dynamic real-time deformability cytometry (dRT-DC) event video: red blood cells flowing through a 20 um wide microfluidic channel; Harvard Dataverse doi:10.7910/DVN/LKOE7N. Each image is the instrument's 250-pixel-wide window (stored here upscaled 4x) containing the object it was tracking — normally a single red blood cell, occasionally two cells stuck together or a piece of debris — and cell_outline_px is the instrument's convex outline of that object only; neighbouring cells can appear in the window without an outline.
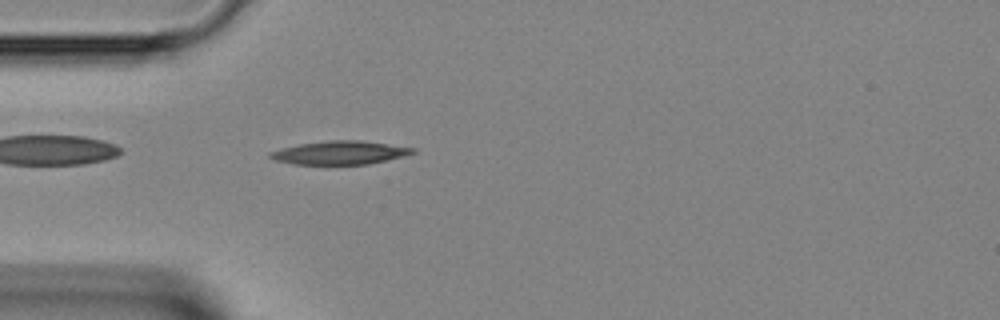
{"species": "Egyptian fruit bat (a non-hibernating species)", "species_latin": "Rousettus aegyptiacus", "temperature_condition": "room temperature", "stored_images_in_passage": 35, "camera_frame_rate_fps": 3000, "um_per_image_px": 0.085, "animal": {"sex": "female"}, "frame": {"image": 1, "passage_image": 3, "time_ms": 0.667, "image_size_px": [1000, 320], "cell_outline_px": [[416, 152], [404, 156], [368, 164], [296, 164], [276, 160], [268, 156], [268, 152], [300, 144], [328, 140], [360, 140], [416, 148]], "centroid_in_image_um": [28.92, 12.97], "position_along_channel_um": 56.1, "area_um2": 19.25}}
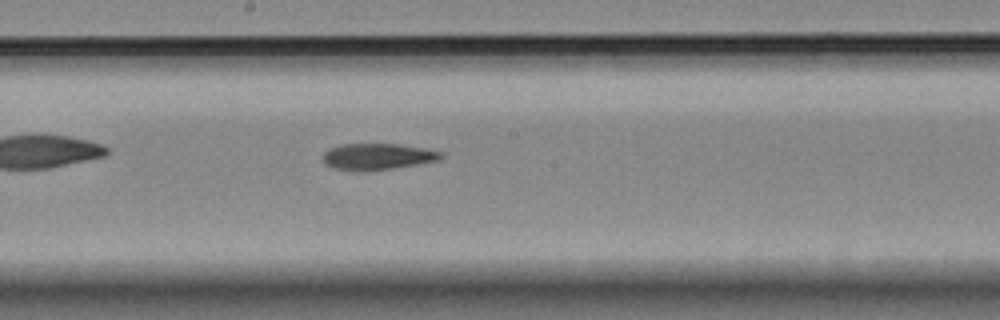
{"frame": {"image": 2, "passage_image": 14, "time_ms": 4.333, "image_size_px": [1000, 320], "cell_outline_px": [[444, 156], [440, 160], [392, 168], [364, 172], [360, 172], [332, 168], [324, 164], [320, 156], [328, 148], [340, 144], [396, 144], [424, 148], [444, 152]], "centroid_in_image_um": [32.02, 13.31], "position_along_channel_um": 216.2, "area_um2": 18.5}}
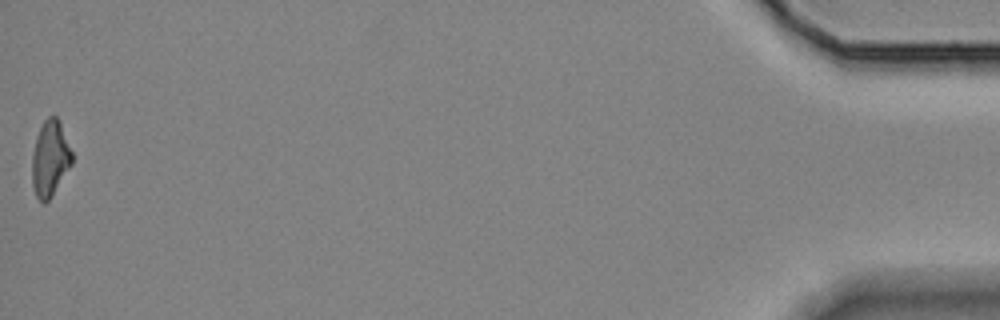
{"frame": {"image": 3, "passage_image": 35, "time_ms": 11.333, "image_size_px": [1000, 320], "cell_outline_px": [[72, 164], [52, 196], [44, 204], [36, 196], [32, 184], [32, 156], [36, 136], [44, 120], [48, 116], [56, 116], [60, 120], [72, 152]], "centroid_in_image_um": [4.26, 13.46], "position_along_channel_um": 430.9, "area_um2": 17.69}}